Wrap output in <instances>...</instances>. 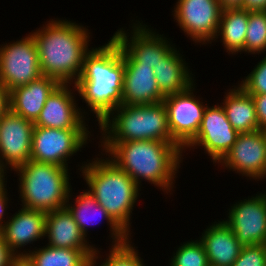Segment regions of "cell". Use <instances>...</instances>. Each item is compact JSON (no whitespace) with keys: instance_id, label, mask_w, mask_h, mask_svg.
Masks as SVG:
<instances>
[{"instance_id":"5bb4252c","label":"cell","mask_w":266,"mask_h":266,"mask_svg":"<svg viewBox=\"0 0 266 266\" xmlns=\"http://www.w3.org/2000/svg\"><path fill=\"white\" fill-rule=\"evenodd\" d=\"M263 192L232 204L227 220H223L243 246L266 244V191Z\"/></svg>"},{"instance_id":"f35d334b","label":"cell","mask_w":266,"mask_h":266,"mask_svg":"<svg viewBox=\"0 0 266 266\" xmlns=\"http://www.w3.org/2000/svg\"><path fill=\"white\" fill-rule=\"evenodd\" d=\"M7 168L3 167L2 165H0V194L3 193L6 189H7V184L5 181L7 179V177L5 178V176L7 175L6 170Z\"/></svg>"},{"instance_id":"e575fe53","label":"cell","mask_w":266,"mask_h":266,"mask_svg":"<svg viewBox=\"0 0 266 266\" xmlns=\"http://www.w3.org/2000/svg\"><path fill=\"white\" fill-rule=\"evenodd\" d=\"M9 266H34V264L27 254H20L12 257Z\"/></svg>"},{"instance_id":"1f68e13d","label":"cell","mask_w":266,"mask_h":266,"mask_svg":"<svg viewBox=\"0 0 266 266\" xmlns=\"http://www.w3.org/2000/svg\"><path fill=\"white\" fill-rule=\"evenodd\" d=\"M256 110L259 129L266 130V94L251 95Z\"/></svg>"},{"instance_id":"9c48e42d","label":"cell","mask_w":266,"mask_h":266,"mask_svg":"<svg viewBox=\"0 0 266 266\" xmlns=\"http://www.w3.org/2000/svg\"><path fill=\"white\" fill-rule=\"evenodd\" d=\"M42 76L37 46L32 35L0 45V83L8 91Z\"/></svg>"},{"instance_id":"d590c367","label":"cell","mask_w":266,"mask_h":266,"mask_svg":"<svg viewBox=\"0 0 266 266\" xmlns=\"http://www.w3.org/2000/svg\"><path fill=\"white\" fill-rule=\"evenodd\" d=\"M241 8L246 10H266V0H243Z\"/></svg>"},{"instance_id":"f546056e","label":"cell","mask_w":266,"mask_h":266,"mask_svg":"<svg viewBox=\"0 0 266 266\" xmlns=\"http://www.w3.org/2000/svg\"><path fill=\"white\" fill-rule=\"evenodd\" d=\"M239 83L250 95L266 94V55L255 65L244 80Z\"/></svg>"},{"instance_id":"d4e9b609","label":"cell","mask_w":266,"mask_h":266,"mask_svg":"<svg viewBox=\"0 0 266 266\" xmlns=\"http://www.w3.org/2000/svg\"><path fill=\"white\" fill-rule=\"evenodd\" d=\"M248 16L249 10L241 7L222 10L214 41L220 36V42H223L222 45L228 54L245 53Z\"/></svg>"},{"instance_id":"2e32d148","label":"cell","mask_w":266,"mask_h":266,"mask_svg":"<svg viewBox=\"0 0 266 266\" xmlns=\"http://www.w3.org/2000/svg\"><path fill=\"white\" fill-rule=\"evenodd\" d=\"M70 86L71 84H60L53 91L47 98L34 126L53 129H89L85 122L87 121L85 115L88 113L83 111V108H79L75 100L76 85L74 84L73 88Z\"/></svg>"},{"instance_id":"9a60e30c","label":"cell","mask_w":266,"mask_h":266,"mask_svg":"<svg viewBox=\"0 0 266 266\" xmlns=\"http://www.w3.org/2000/svg\"><path fill=\"white\" fill-rule=\"evenodd\" d=\"M34 122L10 109L0 117V165L15 170L31 159Z\"/></svg>"},{"instance_id":"83f0119b","label":"cell","mask_w":266,"mask_h":266,"mask_svg":"<svg viewBox=\"0 0 266 266\" xmlns=\"http://www.w3.org/2000/svg\"><path fill=\"white\" fill-rule=\"evenodd\" d=\"M180 245L169 260L170 266H210L204 246L198 239Z\"/></svg>"},{"instance_id":"484cf974","label":"cell","mask_w":266,"mask_h":266,"mask_svg":"<svg viewBox=\"0 0 266 266\" xmlns=\"http://www.w3.org/2000/svg\"><path fill=\"white\" fill-rule=\"evenodd\" d=\"M36 248L22 252L30 257L34 266H84L95 253V250L56 248L48 245Z\"/></svg>"},{"instance_id":"4fadbf2b","label":"cell","mask_w":266,"mask_h":266,"mask_svg":"<svg viewBox=\"0 0 266 266\" xmlns=\"http://www.w3.org/2000/svg\"><path fill=\"white\" fill-rule=\"evenodd\" d=\"M239 133L228 121L226 113L219 104L207 105L198 133L195 138L183 149L203 147L213 164L218 163L236 142Z\"/></svg>"},{"instance_id":"cb8c5ba5","label":"cell","mask_w":266,"mask_h":266,"mask_svg":"<svg viewBox=\"0 0 266 266\" xmlns=\"http://www.w3.org/2000/svg\"><path fill=\"white\" fill-rule=\"evenodd\" d=\"M225 94V99L220 105H222L232 127L238 133H250L259 130L255 104L251 95L239 83Z\"/></svg>"},{"instance_id":"7402d4cb","label":"cell","mask_w":266,"mask_h":266,"mask_svg":"<svg viewBox=\"0 0 266 266\" xmlns=\"http://www.w3.org/2000/svg\"><path fill=\"white\" fill-rule=\"evenodd\" d=\"M46 245L56 248L76 250H96L82 234L71 213L66 207L49 211L46 214Z\"/></svg>"},{"instance_id":"8d00e7d4","label":"cell","mask_w":266,"mask_h":266,"mask_svg":"<svg viewBox=\"0 0 266 266\" xmlns=\"http://www.w3.org/2000/svg\"><path fill=\"white\" fill-rule=\"evenodd\" d=\"M8 190L6 189L3 193L0 194V227L2 226V224L6 221L5 219V213H7V208H9L8 206V202H9V193H7Z\"/></svg>"},{"instance_id":"ab89813d","label":"cell","mask_w":266,"mask_h":266,"mask_svg":"<svg viewBox=\"0 0 266 266\" xmlns=\"http://www.w3.org/2000/svg\"><path fill=\"white\" fill-rule=\"evenodd\" d=\"M100 252L98 248H96L95 253L92 257H90L84 264V266H97L99 263H97L98 258L100 257L102 260V257L100 255ZM100 256H99V255ZM98 266H101L100 264Z\"/></svg>"},{"instance_id":"ffe728a7","label":"cell","mask_w":266,"mask_h":266,"mask_svg":"<svg viewBox=\"0 0 266 266\" xmlns=\"http://www.w3.org/2000/svg\"><path fill=\"white\" fill-rule=\"evenodd\" d=\"M60 85L49 76H41L29 84L17 87L9 92L10 110L21 117L35 122L42 111L47 98Z\"/></svg>"},{"instance_id":"e0dca14e","label":"cell","mask_w":266,"mask_h":266,"mask_svg":"<svg viewBox=\"0 0 266 266\" xmlns=\"http://www.w3.org/2000/svg\"><path fill=\"white\" fill-rule=\"evenodd\" d=\"M46 214L42 210L20 208L0 227L4 241L15 255H20L24 246L46 238ZM10 218V219H9Z\"/></svg>"},{"instance_id":"8fae6325","label":"cell","mask_w":266,"mask_h":266,"mask_svg":"<svg viewBox=\"0 0 266 266\" xmlns=\"http://www.w3.org/2000/svg\"><path fill=\"white\" fill-rule=\"evenodd\" d=\"M222 6L219 0H177L174 21L195 43H212L218 31Z\"/></svg>"},{"instance_id":"44dd1931","label":"cell","mask_w":266,"mask_h":266,"mask_svg":"<svg viewBox=\"0 0 266 266\" xmlns=\"http://www.w3.org/2000/svg\"><path fill=\"white\" fill-rule=\"evenodd\" d=\"M198 239L204 246L210 266H232L243 245L222 220L208 226Z\"/></svg>"},{"instance_id":"74e56055","label":"cell","mask_w":266,"mask_h":266,"mask_svg":"<svg viewBox=\"0 0 266 266\" xmlns=\"http://www.w3.org/2000/svg\"><path fill=\"white\" fill-rule=\"evenodd\" d=\"M223 9L242 7L243 0H219Z\"/></svg>"},{"instance_id":"d6986e66","label":"cell","mask_w":266,"mask_h":266,"mask_svg":"<svg viewBox=\"0 0 266 266\" xmlns=\"http://www.w3.org/2000/svg\"><path fill=\"white\" fill-rule=\"evenodd\" d=\"M74 199L75 202L71 201L72 198V189L69 197L67 199L65 207L71 213L72 217L74 218L75 222L79 226L80 231L82 234L87 238L88 234V227L90 225H94L96 220L99 218L104 219L107 221V225H109L110 230V237L112 238V246L119 245L125 243L130 239L129 236L108 214V212L95 200V198L86 190L82 193H79ZM74 203V204H72ZM101 219V220H102ZM95 221V222H94Z\"/></svg>"},{"instance_id":"4316f807","label":"cell","mask_w":266,"mask_h":266,"mask_svg":"<svg viewBox=\"0 0 266 266\" xmlns=\"http://www.w3.org/2000/svg\"><path fill=\"white\" fill-rule=\"evenodd\" d=\"M266 51V10H250L245 37V52L262 54Z\"/></svg>"},{"instance_id":"6da1fadb","label":"cell","mask_w":266,"mask_h":266,"mask_svg":"<svg viewBox=\"0 0 266 266\" xmlns=\"http://www.w3.org/2000/svg\"><path fill=\"white\" fill-rule=\"evenodd\" d=\"M45 24L30 33L37 46L42 75L60 84H76L84 57L91 50L90 30L66 18L50 19Z\"/></svg>"},{"instance_id":"4dcf8cb0","label":"cell","mask_w":266,"mask_h":266,"mask_svg":"<svg viewBox=\"0 0 266 266\" xmlns=\"http://www.w3.org/2000/svg\"><path fill=\"white\" fill-rule=\"evenodd\" d=\"M232 266H266V244L243 246Z\"/></svg>"},{"instance_id":"7c38bea8","label":"cell","mask_w":266,"mask_h":266,"mask_svg":"<svg viewBox=\"0 0 266 266\" xmlns=\"http://www.w3.org/2000/svg\"><path fill=\"white\" fill-rule=\"evenodd\" d=\"M249 179L263 180L266 174V130L239 133L236 142L217 163Z\"/></svg>"},{"instance_id":"3957f363","label":"cell","mask_w":266,"mask_h":266,"mask_svg":"<svg viewBox=\"0 0 266 266\" xmlns=\"http://www.w3.org/2000/svg\"><path fill=\"white\" fill-rule=\"evenodd\" d=\"M107 155L139 187L144 180L167 194L173 191L177 171L184 159L183 149L177 143L157 140L117 142Z\"/></svg>"},{"instance_id":"ac0fdd59","label":"cell","mask_w":266,"mask_h":266,"mask_svg":"<svg viewBox=\"0 0 266 266\" xmlns=\"http://www.w3.org/2000/svg\"><path fill=\"white\" fill-rule=\"evenodd\" d=\"M122 105H145L162 102L154 70L140 63H124Z\"/></svg>"},{"instance_id":"277c9868","label":"cell","mask_w":266,"mask_h":266,"mask_svg":"<svg viewBox=\"0 0 266 266\" xmlns=\"http://www.w3.org/2000/svg\"><path fill=\"white\" fill-rule=\"evenodd\" d=\"M90 161L87 160L88 163L84 162L78 168L89 188L86 191L131 236V214L141 188L108 157L99 158L96 155V158Z\"/></svg>"},{"instance_id":"5b68a950","label":"cell","mask_w":266,"mask_h":266,"mask_svg":"<svg viewBox=\"0 0 266 266\" xmlns=\"http://www.w3.org/2000/svg\"><path fill=\"white\" fill-rule=\"evenodd\" d=\"M102 154L117 142L157 140L176 143L170 134L167 110L163 102L145 105H120L99 125ZM103 148V149H102Z\"/></svg>"},{"instance_id":"f1b7e54d","label":"cell","mask_w":266,"mask_h":266,"mask_svg":"<svg viewBox=\"0 0 266 266\" xmlns=\"http://www.w3.org/2000/svg\"><path fill=\"white\" fill-rule=\"evenodd\" d=\"M131 238L125 243L109 248V254L101 262V266H145L139 250L133 246Z\"/></svg>"},{"instance_id":"8992f818","label":"cell","mask_w":266,"mask_h":266,"mask_svg":"<svg viewBox=\"0 0 266 266\" xmlns=\"http://www.w3.org/2000/svg\"><path fill=\"white\" fill-rule=\"evenodd\" d=\"M13 171L23 208L49 212L65 207L72 189L68 168L29 160Z\"/></svg>"},{"instance_id":"7a4b0ae2","label":"cell","mask_w":266,"mask_h":266,"mask_svg":"<svg viewBox=\"0 0 266 266\" xmlns=\"http://www.w3.org/2000/svg\"><path fill=\"white\" fill-rule=\"evenodd\" d=\"M124 61L119 45L110 41L85 55L83 70L76 82L77 93L95 114L100 124L114 109L122 105Z\"/></svg>"},{"instance_id":"836d02e7","label":"cell","mask_w":266,"mask_h":266,"mask_svg":"<svg viewBox=\"0 0 266 266\" xmlns=\"http://www.w3.org/2000/svg\"><path fill=\"white\" fill-rule=\"evenodd\" d=\"M9 91L0 83V117L10 109Z\"/></svg>"},{"instance_id":"ba28073f","label":"cell","mask_w":266,"mask_h":266,"mask_svg":"<svg viewBox=\"0 0 266 266\" xmlns=\"http://www.w3.org/2000/svg\"><path fill=\"white\" fill-rule=\"evenodd\" d=\"M130 25H132L130 32L128 29L126 31L120 28L112 36L121 49L124 63H140L141 66L153 69L161 61H164L176 46L163 34L159 35L152 28H148L146 24L143 25V21L136 20Z\"/></svg>"},{"instance_id":"30bf717a","label":"cell","mask_w":266,"mask_h":266,"mask_svg":"<svg viewBox=\"0 0 266 266\" xmlns=\"http://www.w3.org/2000/svg\"><path fill=\"white\" fill-rule=\"evenodd\" d=\"M195 83L187 90L165 96L163 104L167 110L168 126L172 139L184 149L199 131L204 111L209 104H204L194 95Z\"/></svg>"},{"instance_id":"603a6c76","label":"cell","mask_w":266,"mask_h":266,"mask_svg":"<svg viewBox=\"0 0 266 266\" xmlns=\"http://www.w3.org/2000/svg\"><path fill=\"white\" fill-rule=\"evenodd\" d=\"M174 48L156 68H153L157 85L164 96L187 90L195 80L185 59Z\"/></svg>"},{"instance_id":"52a82bcc","label":"cell","mask_w":266,"mask_h":266,"mask_svg":"<svg viewBox=\"0 0 266 266\" xmlns=\"http://www.w3.org/2000/svg\"><path fill=\"white\" fill-rule=\"evenodd\" d=\"M89 129H53L34 126L31 159L68 168L67 161L90 141ZM89 138V139H88Z\"/></svg>"},{"instance_id":"d6a6232c","label":"cell","mask_w":266,"mask_h":266,"mask_svg":"<svg viewBox=\"0 0 266 266\" xmlns=\"http://www.w3.org/2000/svg\"><path fill=\"white\" fill-rule=\"evenodd\" d=\"M14 255L15 254L4 241V237L0 232V266H9V263Z\"/></svg>"}]
</instances>
